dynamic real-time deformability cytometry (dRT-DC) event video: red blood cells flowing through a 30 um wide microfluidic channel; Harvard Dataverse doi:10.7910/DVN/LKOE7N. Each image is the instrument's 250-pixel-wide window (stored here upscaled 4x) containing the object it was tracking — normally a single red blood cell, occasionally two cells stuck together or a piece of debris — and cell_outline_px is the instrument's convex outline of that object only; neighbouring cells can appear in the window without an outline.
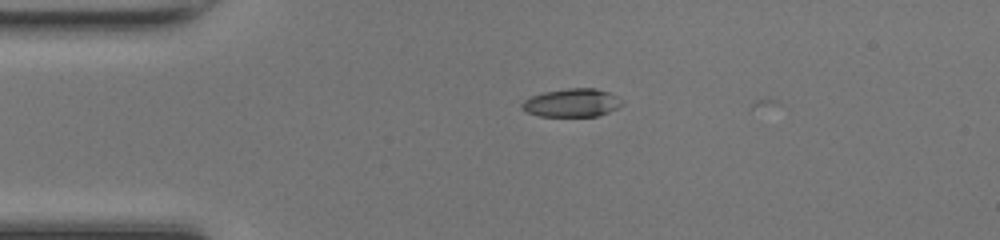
{"species": "common noctule bat (a hibernating species)", "species_latin": "Nyctalus noctula", "temperature_condition": "room temperature", "stored_images_in_passage": 5, "camera_frame_rate_fps": 3000, "um_per_image_px": 0.085, "animal": {"sex": "female", "body_mass_g": 17.0, "forearm_length_mm": 48.0}, "frame": {"image": 1, "passage_image": 4, "time_ms": 1.0, "image_size_px": [1000, 240], "cell_outline_px": [[624, 104], [608, 112], [596, 116], [540, 116], [528, 112], [520, 108], [520, 104], [524, 100], [532, 96], [544, 92], [568, 88], [596, 88], [608, 92], [624, 100]], "centroid_in_image_um": [48.62, 8.73], "position_along_channel_um": 36.4, "area_um2": 16.47}}